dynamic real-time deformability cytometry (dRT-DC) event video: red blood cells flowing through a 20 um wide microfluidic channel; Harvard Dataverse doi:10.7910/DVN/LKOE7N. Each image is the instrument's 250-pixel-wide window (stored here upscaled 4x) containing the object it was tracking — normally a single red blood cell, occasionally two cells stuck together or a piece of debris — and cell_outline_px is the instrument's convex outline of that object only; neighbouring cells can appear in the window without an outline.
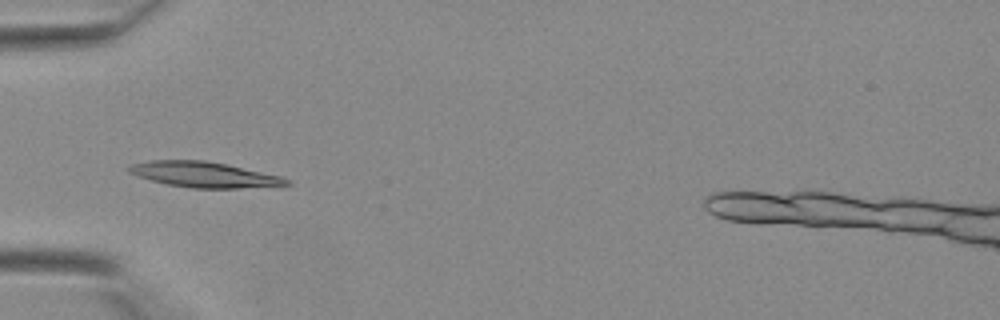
{"species": "Egyptian fruit bat (a non-hibernating species)", "species_latin": "Rousettus aegyptiacus", "temperature_condition": "warm", "stored_images_in_passage": 29, "segment_of_instrument_passage": [1, 2], "camera_frame_rate_fps": 3000, "um_per_image_px": 0.085, "animal": {"sex": "female"}, "frame": {"image": 1, "passage_image": 1, "time_ms": 0.0, "image_size_px": [1000, 320], "cell_outline_px": [[292, 184], [240, 188], [192, 188], [164, 184], [136, 176], [128, 172], [128, 168], [132, 164], [152, 160], [204, 160], [224, 164], [280, 176], [292, 180]], "centroid_in_image_um": [17.31, 14.84], "position_along_channel_um": 67.7, "area_um2": 23.24}}
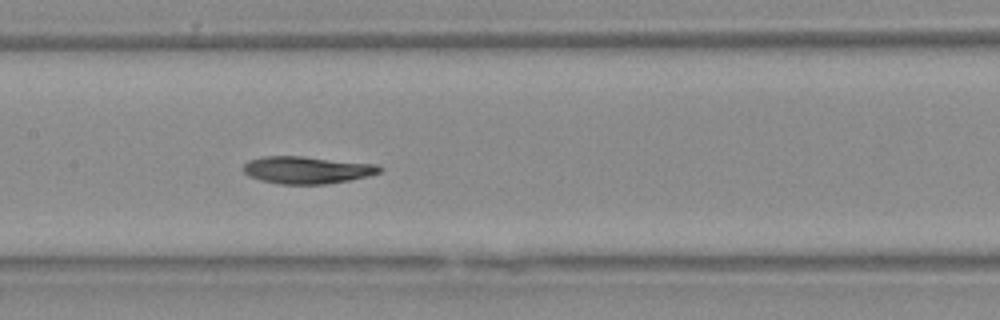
{"frame": {"image": 2, "passage_image": 8, "time_ms": 2.333, "image_size_px": [1000, 320], "cell_outline_px": [[384, 168], [380, 172], [368, 176], [328, 184], [280, 184], [260, 180], [248, 176], [240, 168], [248, 160], [264, 156], [304, 156], [380, 164]], "centroid_in_image_um": [26.1, 14.44], "position_along_channel_um": 181.3, "area_um2": 22.02}}
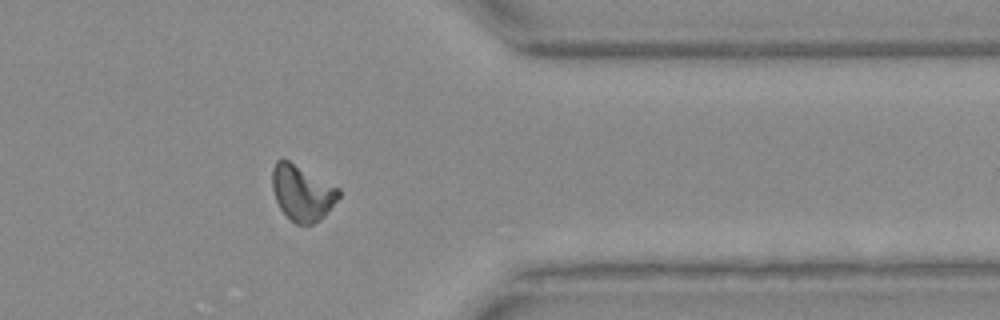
{"frame": {"image": 3, "passage_image": 21, "time_ms": 6.667, "image_size_px": [1000, 320], "cell_outline_px": [[340, 196], [324, 216], [320, 220], [312, 224], [296, 224], [280, 208], [276, 200], [272, 188], [272, 168], [276, 160], [288, 160], [340, 188]], "centroid_in_image_um": [25.68, 16.38], "position_along_channel_um": 385.7, "area_um2": 21.33}}